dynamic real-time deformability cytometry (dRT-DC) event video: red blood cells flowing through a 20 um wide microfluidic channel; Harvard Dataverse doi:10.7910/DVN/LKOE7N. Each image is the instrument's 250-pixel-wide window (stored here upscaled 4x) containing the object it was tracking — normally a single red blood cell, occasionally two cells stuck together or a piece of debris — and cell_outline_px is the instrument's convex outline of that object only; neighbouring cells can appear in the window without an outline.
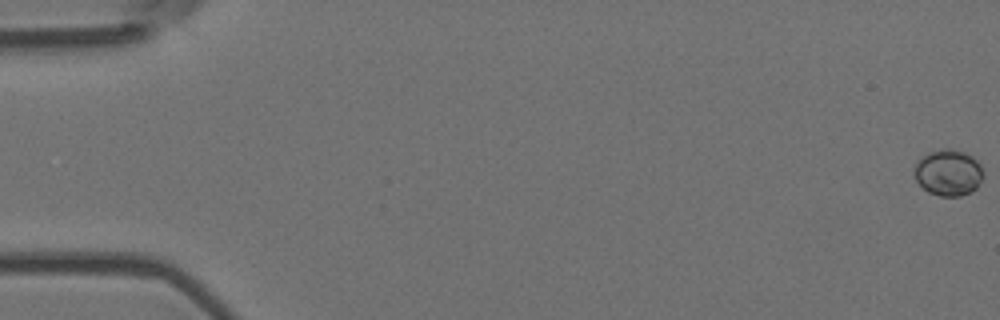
{"species": "Egyptian fruit bat (a non-hibernating species)", "species_latin": "Rousettus aegyptiacus", "temperature_condition": "room temperature", "stored_images_in_passage": 58, "camera_frame_rate_fps": 3000, "um_per_image_px": 0.085, "animal": {"sex": "female"}, "frame": {"image": 1, "passage_image": 1, "time_ms": 0.0, "image_size_px": [1000, 320], "cell_outline_px": [[984, 176], [976, 188], [960, 196], [940, 196], [928, 192], [916, 180], [912, 172], [916, 164], [928, 152], [944, 148], [952, 148], [964, 152], [972, 156], [980, 164], [984, 172]], "centroid_in_image_um": [80.61, 14.66], "position_along_channel_um": 4.4, "area_um2": 18.61}}
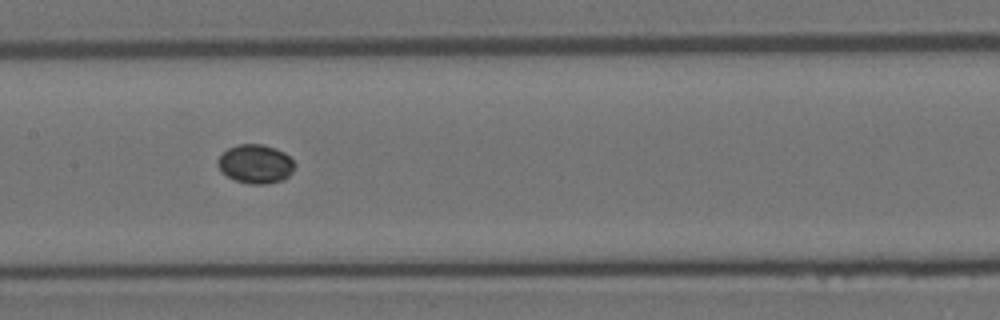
{"frame": {"image": 2, "passage_image": 29, "time_ms": 9.333, "image_size_px": [1000, 320], "cell_outline_px": [[296, 164], [292, 172], [284, 180], [268, 184], [248, 184], [236, 180], [220, 172], [216, 164], [216, 160], [228, 148], [236, 144], [264, 144], [276, 148], [284, 152]], "centroid_in_image_um": [21.71, 13.93], "position_along_channel_um": 185.7, "area_um2": 17.69}}
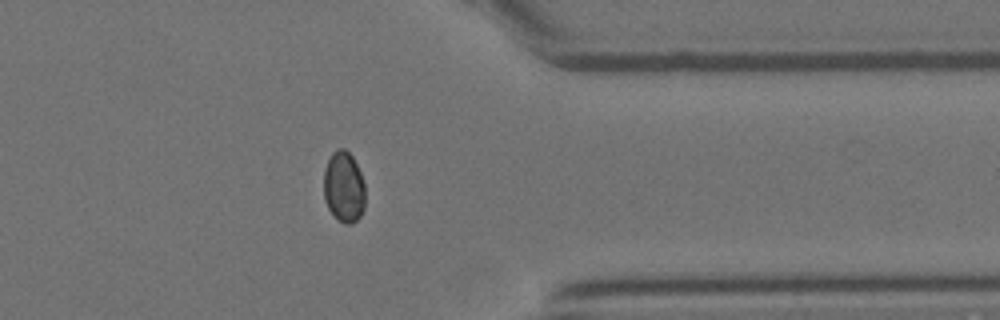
{"frame": {"image": 3, "passage_image": 46, "time_ms": 15.0, "image_size_px": [1000, 320], "cell_outline_px": [[364, 208], [360, 216], [352, 224], [344, 224], [328, 208], [324, 200], [324, 168], [332, 152], [336, 148], [344, 148], [352, 156], [360, 172], [364, 184]], "centroid_in_image_um": [29.21, 15.88], "position_along_channel_um": 382.2, "area_um2": 17.11}}